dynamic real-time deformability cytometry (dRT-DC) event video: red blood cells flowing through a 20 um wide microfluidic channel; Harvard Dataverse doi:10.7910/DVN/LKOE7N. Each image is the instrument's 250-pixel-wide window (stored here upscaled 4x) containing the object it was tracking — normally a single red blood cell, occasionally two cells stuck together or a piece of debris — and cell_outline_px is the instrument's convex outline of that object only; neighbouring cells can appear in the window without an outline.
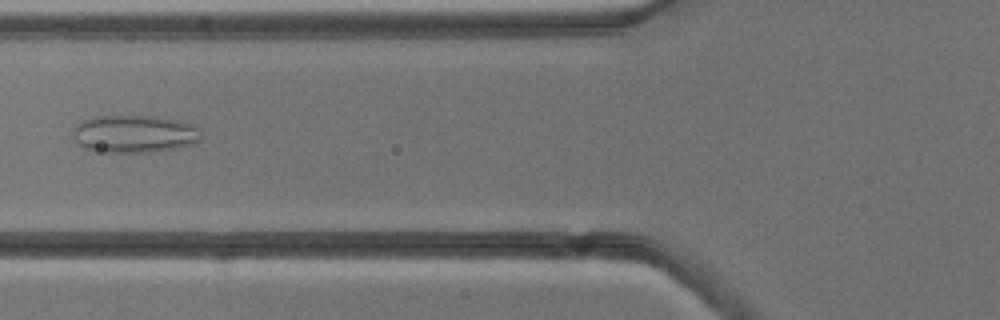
{"species": "common noctule bat (a hibernating species)", "species_latin": "Nyctalus noctula", "temperature_condition": "cold", "stored_images_in_passage": 5, "camera_frame_rate_fps": 3000, "um_per_image_px": 0.085, "animal": {"sex": "male", "body_mass_g": 13.3}, "frame": {"image": 1, "passage_image": 4, "time_ms": 3.667, "image_size_px": [1000, 320], "cell_outline_px": [[204, 136], [200, 140], [192, 144], [152, 152], [92, 152], [76, 144], [72, 128], [76, 124], [92, 116], [152, 116], [176, 120], [192, 124], [200, 128]], "centroid_in_image_um": [11.39, 11.38], "position_along_channel_um": 114.4, "area_um2": 28.44}}